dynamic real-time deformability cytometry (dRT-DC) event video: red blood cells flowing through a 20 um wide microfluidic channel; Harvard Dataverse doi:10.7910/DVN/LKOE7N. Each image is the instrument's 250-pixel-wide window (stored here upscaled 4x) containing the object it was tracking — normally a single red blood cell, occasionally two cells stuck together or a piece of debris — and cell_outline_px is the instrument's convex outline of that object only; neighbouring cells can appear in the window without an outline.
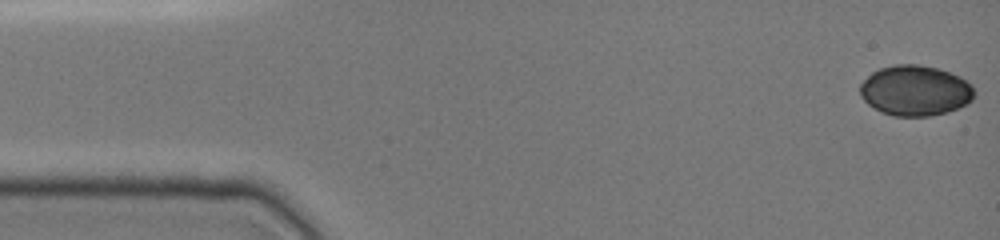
{"species": "common noctule bat (a hibernating species)", "species_latin": "Nyctalus noctula", "temperature_condition": "cold", "stored_images_in_passage": 46, "camera_frame_rate_fps": 3000, "um_per_image_px": 0.085, "animal": {"sex": "female", "body_mass_g": 19.0, "forearm_length_mm": 51.5}, "frame": {"image": 1, "passage_image": 1, "time_ms": 0.0, "image_size_px": [1000, 240], "cell_outline_px": [[976, 96], [968, 104], [948, 112], [932, 116], [892, 116], [880, 112], [868, 104], [860, 96], [860, 84], [872, 72], [880, 68], [896, 64], [916, 64], [936, 68], [960, 76], [972, 84], [976, 92]], "centroid_in_image_um": [77.82, 7.71], "position_along_channel_um": 7.2, "area_um2": 33.93}}
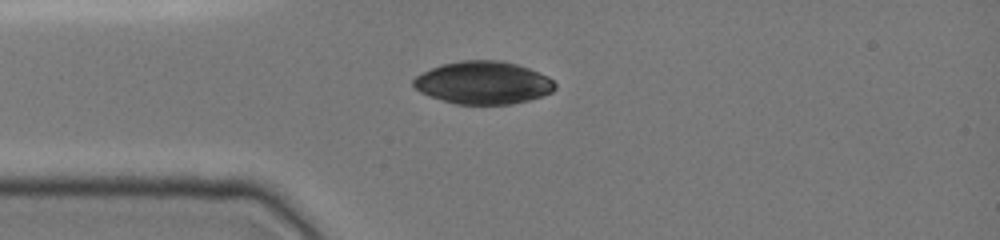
{"frame": {"image": 2, "passage_image": 12, "time_ms": 3.667, "image_size_px": [1000, 240], "cell_outline_px": [[556, 88], [552, 92], [528, 100], [512, 104], [456, 104], [420, 92], [412, 84], [412, 80], [416, 76], [432, 68], [444, 64], [464, 60], [496, 60], [516, 64], [528, 68], [548, 76], [556, 84]], "centroid_in_image_um": [41.09, 7.03], "position_along_channel_um": 43.9, "area_um2": 34.85}}